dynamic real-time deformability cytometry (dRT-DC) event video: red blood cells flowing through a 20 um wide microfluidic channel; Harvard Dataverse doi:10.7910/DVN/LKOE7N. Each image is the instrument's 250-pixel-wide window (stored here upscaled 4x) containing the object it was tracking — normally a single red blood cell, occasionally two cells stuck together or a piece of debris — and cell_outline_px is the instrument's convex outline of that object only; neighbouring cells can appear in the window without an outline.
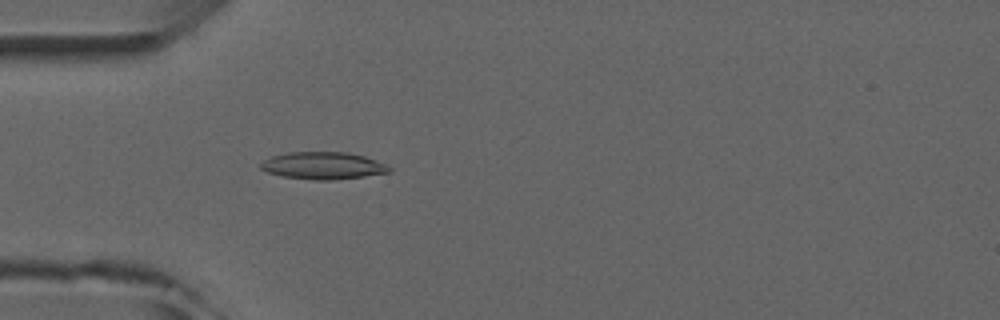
{"species": "common noctule bat (a hibernating species)", "species_latin": "Nyctalus noctula", "temperature_condition": "room temperature", "stored_images_in_passage": 5, "camera_frame_rate_fps": 3000, "um_per_image_px": 0.085, "animal": {"sex": "male", "forearm_length_mm": 52.5}, "frame": {"image": 1, "passage_image": 5, "time_ms": 4.667, "image_size_px": [1000, 320], "cell_outline_px": [[392, 172], [364, 176], [328, 180], [312, 180], [284, 176], [268, 172], [260, 168], [260, 164], [264, 160], [272, 156], [288, 152], [348, 152], [364, 156], [376, 160], [392, 168]], "centroid_in_image_um": [27.47, 14.07], "position_along_channel_um": 57.5, "area_um2": 20.29}}